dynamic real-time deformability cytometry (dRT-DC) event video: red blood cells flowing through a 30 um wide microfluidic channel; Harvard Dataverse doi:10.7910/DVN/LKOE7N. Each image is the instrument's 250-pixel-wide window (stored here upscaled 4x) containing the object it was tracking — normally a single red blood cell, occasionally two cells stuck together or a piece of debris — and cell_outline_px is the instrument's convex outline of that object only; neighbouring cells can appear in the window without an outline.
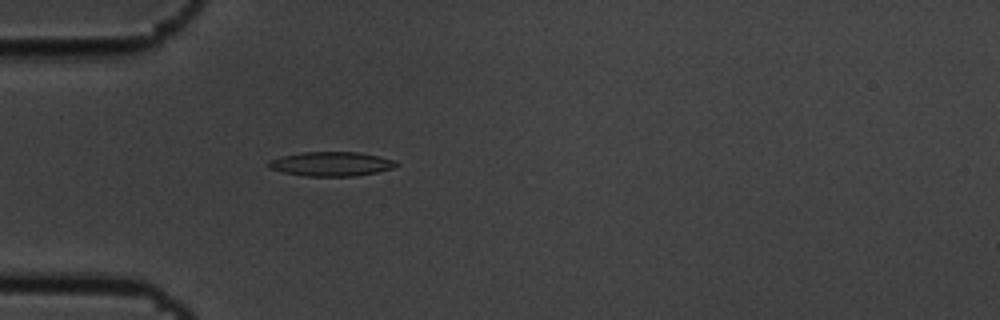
{"species": "common noctule bat (a hibernating species)", "species_latin": "Nyctalus noctula", "temperature_condition": "cold", "stored_images_in_passage": 5, "camera_frame_rate_fps": 3000, "um_per_image_px": 0.085, "animal": {"sex": "male", "body_mass_g": 19.5, "forearm_length_mm": 54.6}, "frame": {"image": 1, "passage_image": 5, "time_ms": 1.333, "image_size_px": [1000, 320], "cell_outline_px": [[400, 164], [392, 168], [376, 172], [352, 176], [304, 176], [284, 172], [268, 168], [268, 164], [272, 160], [280, 156], [304, 152], [360, 152], [380, 156], [396, 160]], "centroid_in_image_um": [28.19, 13.93], "position_along_channel_um": 56.8, "area_um2": 18.03}}